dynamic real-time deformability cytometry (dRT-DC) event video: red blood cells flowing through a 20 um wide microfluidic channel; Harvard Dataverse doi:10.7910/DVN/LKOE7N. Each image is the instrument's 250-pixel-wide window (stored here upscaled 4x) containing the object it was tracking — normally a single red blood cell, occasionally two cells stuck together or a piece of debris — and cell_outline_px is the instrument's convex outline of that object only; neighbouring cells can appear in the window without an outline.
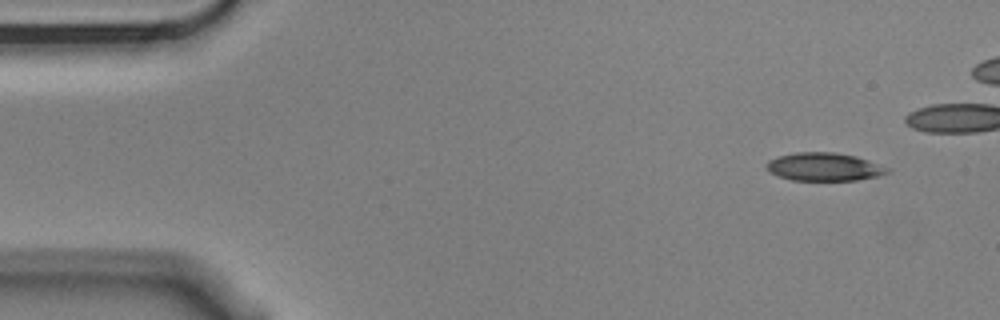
{"species": "Egyptian fruit bat (a non-hibernating species)", "species_latin": "Rousettus aegyptiacus", "temperature_condition": "cold", "stored_images_in_passage": 5, "camera_frame_rate_fps": 3000, "um_per_image_px": 0.085, "animal": {"sex": "male"}, "frame": {"image": 1, "passage_image": 1, "time_ms": 0.0, "image_size_px": [1000, 320], "cell_outline_px": [[888, 172], [876, 176], [856, 180], [792, 180], [780, 176], [772, 172], [768, 168], [768, 160], [776, 156], [796, 152], [836, 152], [856, 156], [868, 160], [888, 168]], "centroid_in_image_um": [70.04, 14.16], "position_along_channel_um": 15.0, "area_um2": 19.48}}